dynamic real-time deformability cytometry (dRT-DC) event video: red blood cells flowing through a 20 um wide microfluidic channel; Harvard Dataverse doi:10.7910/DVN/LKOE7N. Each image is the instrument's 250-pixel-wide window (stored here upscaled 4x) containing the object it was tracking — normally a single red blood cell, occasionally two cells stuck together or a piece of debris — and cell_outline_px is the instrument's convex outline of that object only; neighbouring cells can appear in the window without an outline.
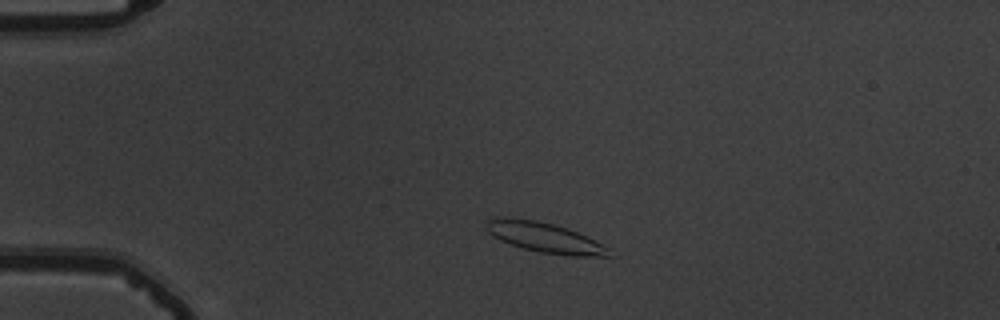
{"species": "common noctule bat (a hibernating species)", "species_latin": "Nyctalus noctula", "temperature_condition": "warm", "stored_images_in_passage": 50, "camera_frame_rate_fps": 3000, "um_per_image_px": 0.085, "animal": {"sex": "male", "body_mass_g": 19.5, "forearm_length_mm": 54.6}, "frame": {"image": 1, "passage_image": 7, "time_ms": 2.0, "image_size_px": [1000, 320], "cell_outline_px": [[616, 256], [572, 256], [540, 252], [524, 248], [500, 240], [492, 236], [484, 228], [484, 224], [492, 216], [500, 216], [536, 220], [568, 228], [588, 236], [612, 248]], "centroid_in_image_um": [46.34, 20.18], "position_along_channel_um": 38.7, "area_um2": 22.02}}
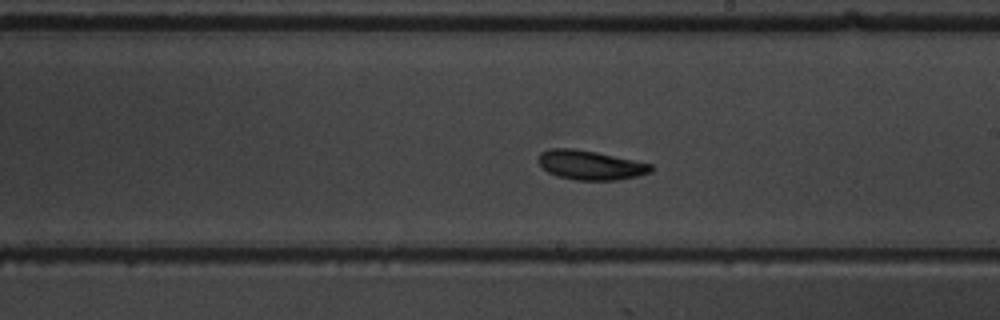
{"frame": {"image": 2, "passage_image": 27, "time_ms": 8.667, "image_size_px": [1000, 320], "cell_outline_px": [[656, 168], [652, 172], [636, 176], [616, 180], [576, 180], [556, 176], [548, 172], [536, 160], [536, 156], [540, 152], [548, 148], [572, 148], [596, 152], [652, 164]], "centroid_in_image_um": [50.15, 14.02], "position_along_channel_um": 238.8, "area_um2": 19.42}}
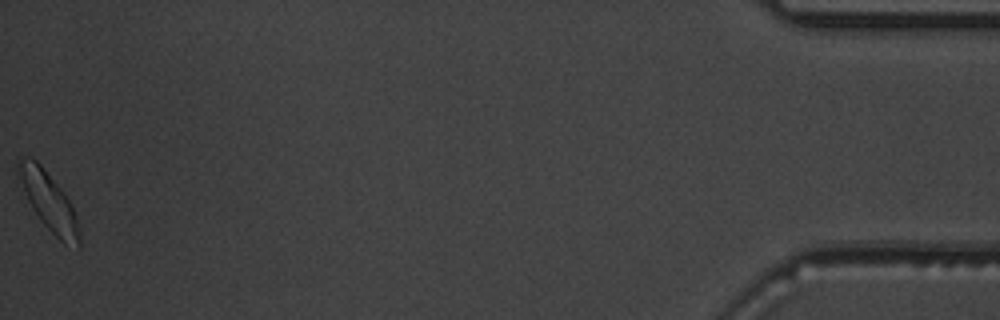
{"frame": {"image": 3, "passage_image": 50, "time_ms": 16.333, "image_size_px": [1000, 320], "cell_outline_px": [[80, 248], [64, 244], [40, 220], [32, 208], [28, 200], [16, 172], [16, 160], [36, 160], [40, 164], [60, 188], [68, 200], [76, 216], [80, 232]], "centroid_in_image_um": [4.15, 17.16], "position_along_channel_um": 431.0, "area_um2": 20.11}, "authors_computed_cell_mechanics": {"area_um2": 19.5075, "velocity_mm_per_s": 3.6672, "shape_relaxation_time_tau1_ms": 2.5074, "shape_relaxation_time_tau2_ms": 5.501, "deformation_change_tau1": 0.0962, "deformation_change_tau2": 0.1215}}